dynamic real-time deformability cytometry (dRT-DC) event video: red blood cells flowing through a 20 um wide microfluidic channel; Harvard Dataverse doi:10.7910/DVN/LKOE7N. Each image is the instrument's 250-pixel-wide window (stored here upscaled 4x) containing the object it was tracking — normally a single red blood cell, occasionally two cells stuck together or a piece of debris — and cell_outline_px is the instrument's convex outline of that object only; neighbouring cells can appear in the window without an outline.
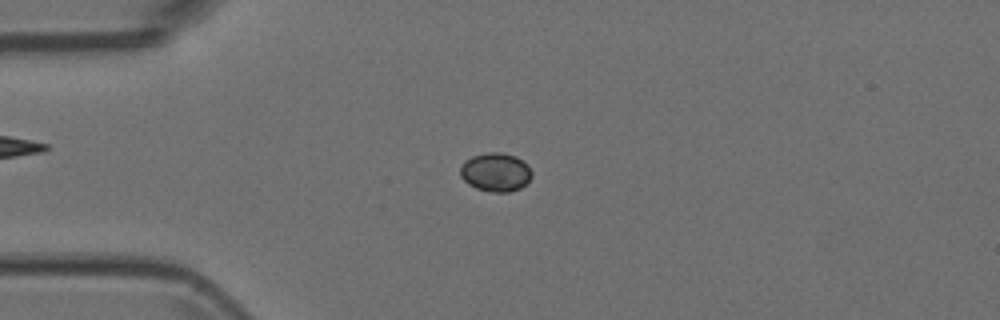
{"species": "Egyptian fruit bat (a non-hibernating species)", "species_latin": "Rousettus aegyptiacus", "temperature_condition": "room temperature", "stored_images_in_passage": 3, "camera_frame_rate_fps": 3000, "um_per_image_px": 0.085, "animal": {"sex": "female"}, "frame": {"image": 1, "passage_image": 1, "time_ms": 0.0, "image_size_px": [1000, 320], "cell_outline_px": [[532, 176], [520, 188], [508, 192], [492, 192], [476, 188], [468, 184], [460, 176], [460, 168], [472, 156], [488, 152], [500, 152], [516, 156], [528, 164], [532, 172]], "centroid_in_image_um": [42.15, 14.63], "position_along_channel_um": 42.9, "area_um2": 16.01}}
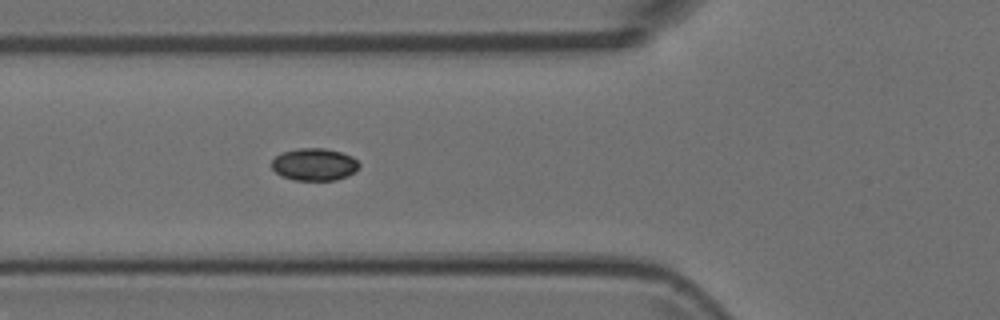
{"frame": {"image": 2, "passage_image": 3, "time_ms": 0.667, "image_size_px": [1000, 320], "cell_outline_px": [[360, 164], [356, 172], [348, 176], [336, 180], [292, 180], [280, 176], [272, 168], [272, 160], [276, 156], [284, 152], [300, 148], [324, 148], [340, 152], [352, 156]], "centroid_in_image_um": [26.73, 13.99], "position_along_channel_um": 99.1, "area_um2": 16.53}}